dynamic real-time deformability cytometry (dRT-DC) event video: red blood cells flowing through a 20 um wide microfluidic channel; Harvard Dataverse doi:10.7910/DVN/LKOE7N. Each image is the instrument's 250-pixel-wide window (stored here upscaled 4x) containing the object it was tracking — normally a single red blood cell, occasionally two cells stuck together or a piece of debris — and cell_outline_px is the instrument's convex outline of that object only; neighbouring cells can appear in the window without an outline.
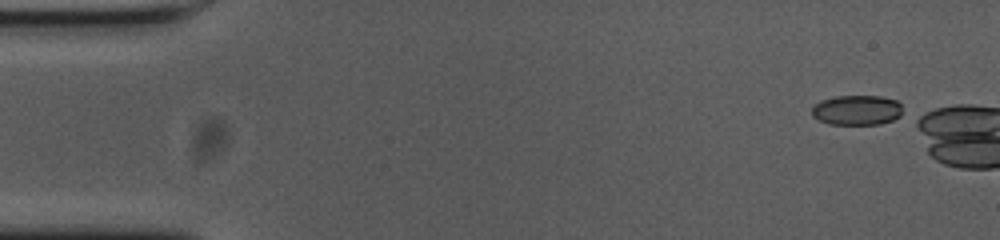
{"species": "common noctule bat (a hibernating species)", "species_latin": "Nyctalus noctula", "temperature_condition": "cold", "stored_images_in_passage": 8, "camera_frame_rate_fps": 3000, "um_per_image_px": 0.085, "animal": {"sex": "female", "body_mass_g": 23.0, "forearm_length_mm": 53.4}, "frame": {"image": 1, "passage_image": 1, "time_ms": 0.0, "image_size_px": [1000, 240], "cell_outline_px": [[900, 116], [892, 120], [880, 124], [828, 124], [812, 116], [812, 108], [820, 100], [836, 96], [880, 96], [896, 100], [900, 104]], "centroid_in_image_um": [72.81, 9.36], "position_along_channel_um": 12.2, "area_um2": 15.72}}